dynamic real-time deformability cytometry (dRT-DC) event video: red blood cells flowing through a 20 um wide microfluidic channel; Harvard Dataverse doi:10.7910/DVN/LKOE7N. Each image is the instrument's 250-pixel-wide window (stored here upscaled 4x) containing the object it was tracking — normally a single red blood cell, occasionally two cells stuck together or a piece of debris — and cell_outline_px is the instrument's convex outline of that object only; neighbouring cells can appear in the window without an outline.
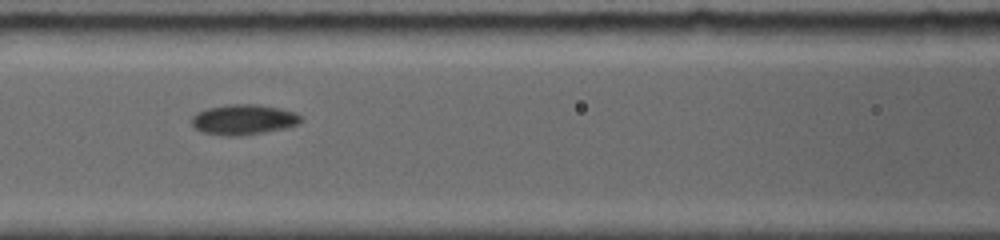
{"species": "common noctule bat (a hibernating species)", "species_latin": "Nyctalus noctula", "temperature_condition": "room temperature", "stored_images_in_passage": 6, "segment_of_instrument_passage": [1, 2], "camera_frame_rate_fps": 5000, "um_per_image_px": 0.085, "animal": {"sex": "female", "body_mass_g": 19.0, "forearm_length_mm": 56.7}, "frame": {"image": 1, "passage_image": 3, "time_ms": 2.0, "image_size_px": [1000, 240], "cell_outline_px": [[304, 120], [300, 124], [288, 128], [240, 136], [224, 136], [200, 132], [192, 124], [192, 116], [196, 112], [208, 108], [228, 104], [260, 104], [280, 108], [296, 112], [304, 116]], "centroid_in_image_um": [20.76, 10.16], "position_along_channel_um": 145.8, "area_um2": 19.77}}
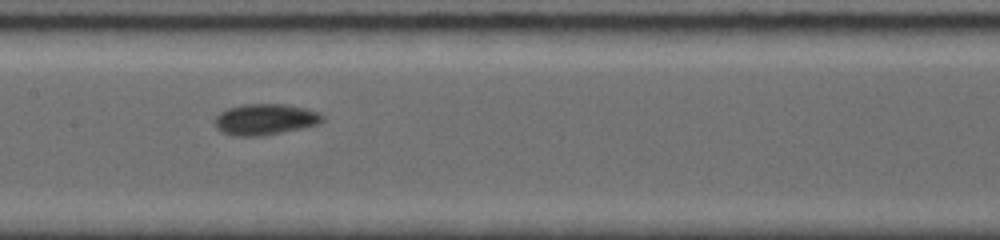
{"frame": {"image": 2, "passage_image": 4, "time_ms": 3.0, "image_size_px": [1000, 240], "cell_outline_px": [[324, 120], [316, 124], [300, 128], [280, 132], [256, 136], [232, 136], [216, 128], [212, 120], [220, 112], [228, 108], [244, 104], [284, 104], [304, 108], [320, 112], [324, 116]], "centroid_in_image_um": [22.49, 10.14], "position_along_channel_um": 184.9, "area_um2": 19.36}}
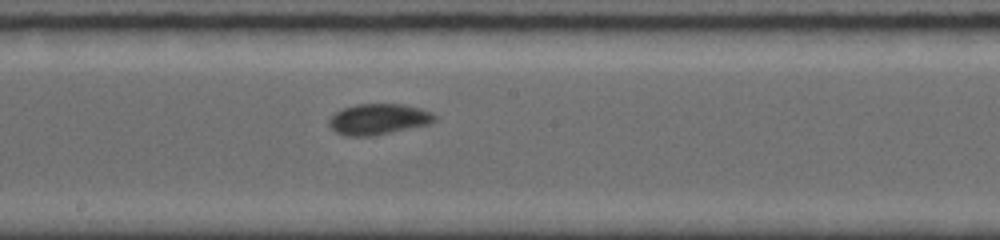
{"frame": {"image": 3, "passage_image": 5, "time_ms": 3.8, "image_size_px": [1000, 240], "cell_outline_px": [[436, 120], [428, 124], [372, 136], [344, 136], [336, 132], [328, 124], [328, 120], [336, 112], [344, 108], [356, 104], [404, 104], [420, 108], [432, 112], [436, 116]], "centroid_in_image_um": [32.16, 10.13], "position_along_channel_um": 216.0, "area_um2": 18.9}}